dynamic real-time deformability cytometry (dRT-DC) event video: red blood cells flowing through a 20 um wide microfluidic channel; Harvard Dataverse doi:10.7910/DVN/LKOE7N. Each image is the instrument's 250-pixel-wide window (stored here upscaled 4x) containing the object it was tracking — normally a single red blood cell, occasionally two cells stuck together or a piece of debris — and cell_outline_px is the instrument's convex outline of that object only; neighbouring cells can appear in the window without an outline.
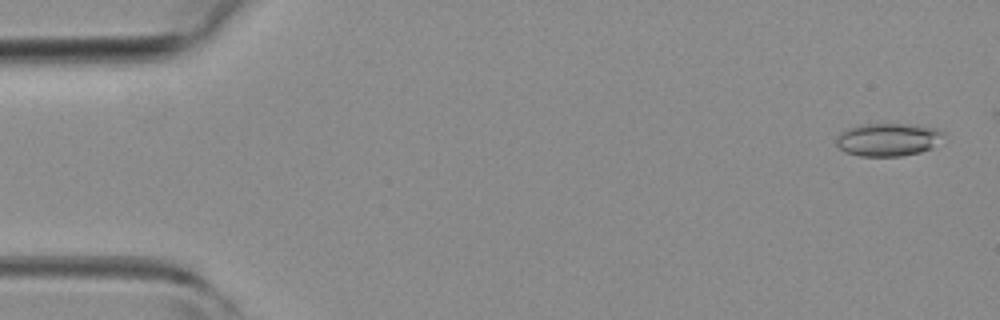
{"species": "common noctule bat (a hibernating species)", "species_latin": "Nyctalus noctula", "temperature_condition": "room temperature", "stored_images_in_passage": 4, "camera_frame_rate_fps": 3000, "um_per_image_px": 0.085, "animal": {"sex": "female", "body_mass_g": 19.3, "forearm_length_mm": 54.1}, "frame": {"image": 1, "passage_image": 1, "time_ms": 0.0, "image_size_px": [1000, 320], "cell_outline_px": [[944, 132], [932, 148], [920, 152], [900, 156], [860, 156], [844, 152], [836, 144], [836, 136], [840, 132], [848, 128], [860, 124], [904, 124], [936, 128]], "centroid_in_image_um": [75.41, 11.86], "position_along_channel_um": 9.6, "area_um2": 20.46}}
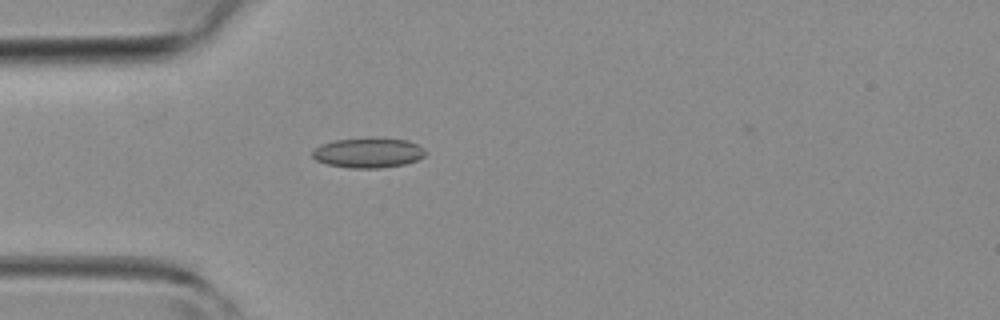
{"frame": {"image": 2, "passage_image": 4, "time_ms": 3.667, "image_size_px": [1000, 320], "cell_outline_px": [[424, 156], [416, 160], [404, 164], [380, 168], [348, 168], [328, 164], [316, 160], [312, 156], [312, 152], [320, 144], [336, 140], [368, 136], [372, 136], [408, 140], [424, 148]], "centroid_in_image_um": [31.29, 12.96], "position_along_channel_um": 53.7, "area_um2": 20.06}}